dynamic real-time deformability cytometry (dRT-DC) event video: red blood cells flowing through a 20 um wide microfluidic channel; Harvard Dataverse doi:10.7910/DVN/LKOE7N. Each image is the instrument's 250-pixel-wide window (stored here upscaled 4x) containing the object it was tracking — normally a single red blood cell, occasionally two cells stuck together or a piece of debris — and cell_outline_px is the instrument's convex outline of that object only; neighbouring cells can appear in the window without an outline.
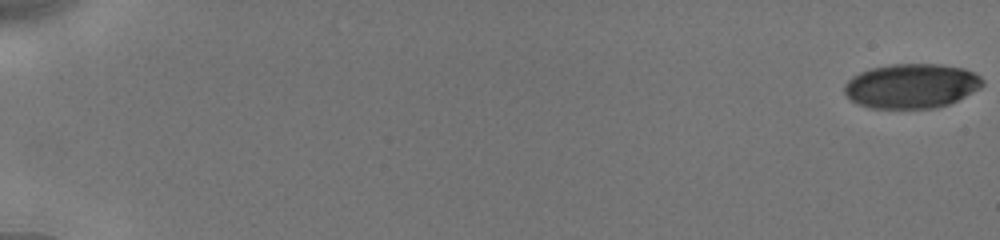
{"species": "human", "species_latin": "Homo sapiens", "temperature_condition": "cold", "stored_images_in_passage": 19, "camera_frame_rate_fps": 3000, "um_per_image_px": 0.085, "donor": {"sex": "male"}, "frame": {"image": 1, "passage_image": 1, "time_ms": 0.0, "image_size_px": [1000, 240], "cell_outline_px": [[984, 84], [980, 88], [948, 104], [936, 108], [868, 108], [852, 100], [844, 92], [844, 84], [852, 76], [860, 72], [872, 68], [892, 64], [940, 64], [964, 68], [980, 76], [984, 80]], "centroid_in_image_um": [77.47, 7.3], "position_along_channel_um": 7.5, "area_um2": 35.78}}
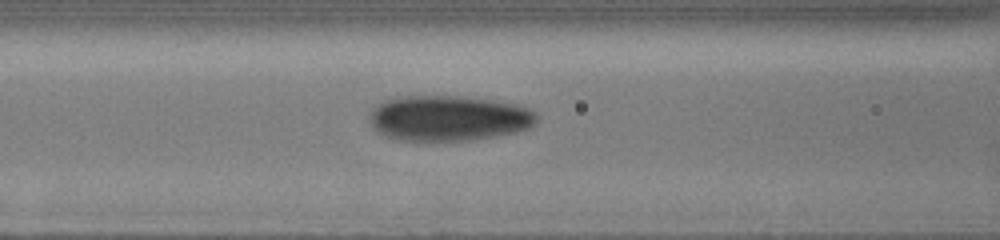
{"frame": {"image": 2, "passage_image": 14, "time_ms": 8.333, "image_size_px": [1000, 240], "cell_outline_px": [[540, 116], [536, 124], [528, 128], [516, 132], [496, 136], [472, 140], [396, 140], [384, 136], [376, 132], [372, 128], [368, 120], [368, 116], [372, 108], [384, 100], [404, 96], [456, 96], [492, 100], [516, 104], [528, 108], [536, 112]], "centroid_in_image_um": [38.11, 10.05], "position_along_channel_um": 128.5, "area_um2": 44.74}}
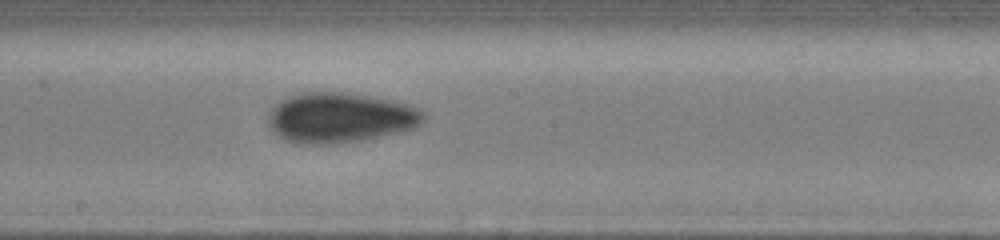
{"frame": {"image": 3, "passage_image": 19, "time_ms": 10.667, "image_size_px": [1000, 240], "cell_outline_px": [[424, 120], [416, 128], [360, 140], [328, 144], [308, 144], [288, 140], [272, 132], [268, 124], [268, 112], [280, 100], [288, 96], [300, 92], [340, 92], [368, 96], [392, 100], [408, 104], [420, 108], [424, 112]], "centroid_in_image_um": [28.89, 9.99], "position_along_channel_um": 219.3, "area_um2": 45.2}}